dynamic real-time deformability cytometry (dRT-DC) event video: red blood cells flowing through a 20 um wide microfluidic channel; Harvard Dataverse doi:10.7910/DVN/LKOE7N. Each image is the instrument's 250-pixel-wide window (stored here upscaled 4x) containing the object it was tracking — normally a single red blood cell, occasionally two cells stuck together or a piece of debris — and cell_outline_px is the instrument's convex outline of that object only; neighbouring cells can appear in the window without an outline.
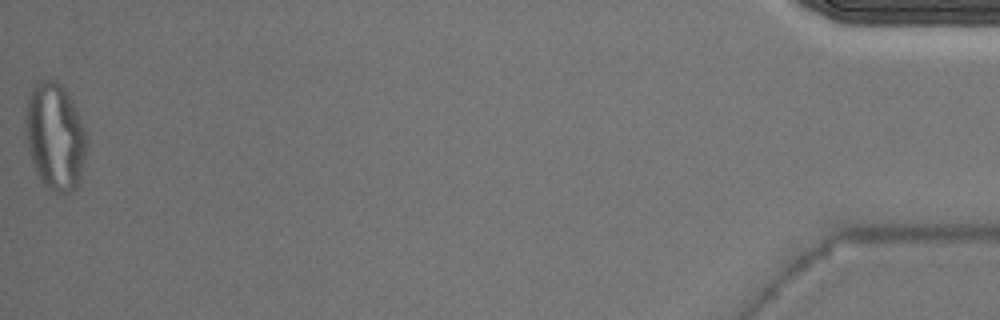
{"species": "Egyptian fruit bat (a non-hibernating species)", "species_latin": "Rousettus aegyptiacus", "temperature_condition": "warm", "stored_images_in_passage": 43, "segment_of_instrument_passage": [2, 2], "camera_frame_rate_fps": 3000, "um_per_image_px": 0.085, "animal": {"sex": "male"}, "frame": {"image": 1, "passage_image": 43, "time_ms": 14.0, "image_size_px": [1000, 320], "cell_outline_px": [[88, 144], [80, 180], [76, 188], [68, 192], [56, 192], [48, 188], [40, 180], [36, 172], [32, 160], [24, 128], [24, 120], [28, 96], [32, 88], [36, 84], [44, 80], [56, 80], [64, 88], [72, 100], [80, 116], [88, 140]], "centroid_in_image_um": [4.69, 11.59], "position_along_channel_um": 430.5, "area_um2": 38.26}}